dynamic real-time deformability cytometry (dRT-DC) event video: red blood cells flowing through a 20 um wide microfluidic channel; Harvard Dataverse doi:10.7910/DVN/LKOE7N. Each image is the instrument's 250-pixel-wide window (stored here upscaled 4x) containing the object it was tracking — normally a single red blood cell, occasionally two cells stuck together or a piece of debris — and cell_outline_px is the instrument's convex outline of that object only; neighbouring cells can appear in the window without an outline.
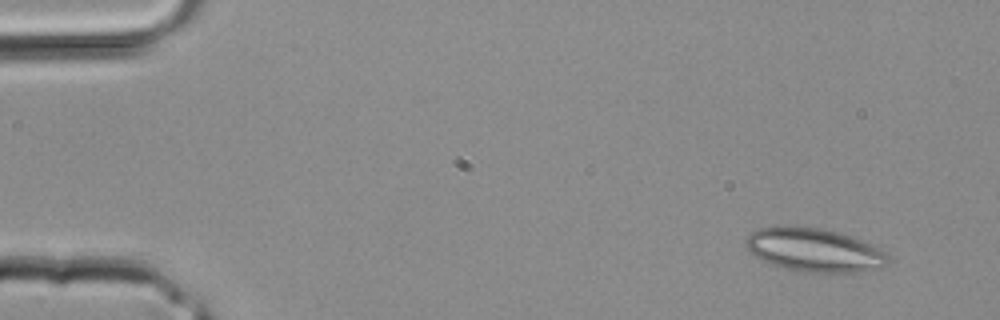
{"species": "common noctule bat (a hibernating species)", "species_latin": "Nyctalus noctula", "temperature_condition": "room temperature", "stored_images_in_passage": 2, "camera_frame_rate_fps": 3000, "um_per_image_px": 0.085, "animal": {"sex": "male", "body_mass_g": 20.4}, "frame": {"image": 1, "passage_image": 1, "time_ms": 0.0, "image_size_px": [1000, 320], "cell_outline_px": [[888, 260], [880, 268], [856, 272], [800, 272], [780, 268], [748, 252], [744, 244], [744, 240], [752, 232], [760, 228], [820, 228], [852, 236], [864, 240], [880, 248], [888, 256]], "centroid_in_image_um": [69.22, 21.28], "position_along_channel_um": 15.8, "area_um2": 35.6}}